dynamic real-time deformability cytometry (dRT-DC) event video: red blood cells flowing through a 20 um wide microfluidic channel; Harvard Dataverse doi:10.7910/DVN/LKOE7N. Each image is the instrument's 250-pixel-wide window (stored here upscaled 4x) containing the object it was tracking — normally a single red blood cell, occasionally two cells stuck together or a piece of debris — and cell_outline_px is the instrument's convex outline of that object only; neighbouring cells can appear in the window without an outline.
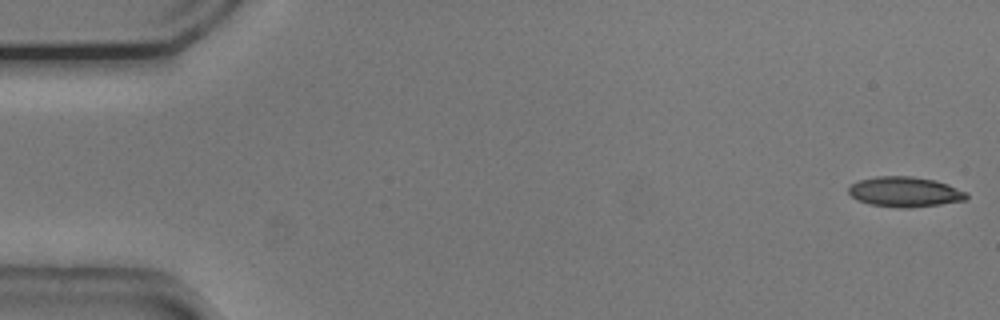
{"species": "common noctule bat (a hibernating species)", "species_latin": "Nyctalus noctula", "temperature_condition": "cold", "stored_images_in_passage": 53, "camera_frame_rate_fps": 3000, "um_per_image_px": 0.085, "animal": {"sex": "male", "body_mass_g": 20.5, "forearm_length_mm": 52.5}, "frame": {"image": 1, "passage_image": 1, "time_ms": 0.0, "image_size_px": [1000, 320], "cell_outline_px": [[968, 196], [964, 200], [940, 204], [908, 208], [900, 208], [872, 204], [856, 200], [848, 192], [848, 188], [852, 184], [860, 180], [876, 176], [912, 176], [936, 180], [948, 184], [968, 192]], "centroid_in_image_um": [76.93, 16.3], "position_along_channel_um": 8.1, "area_um2": 20.69}}
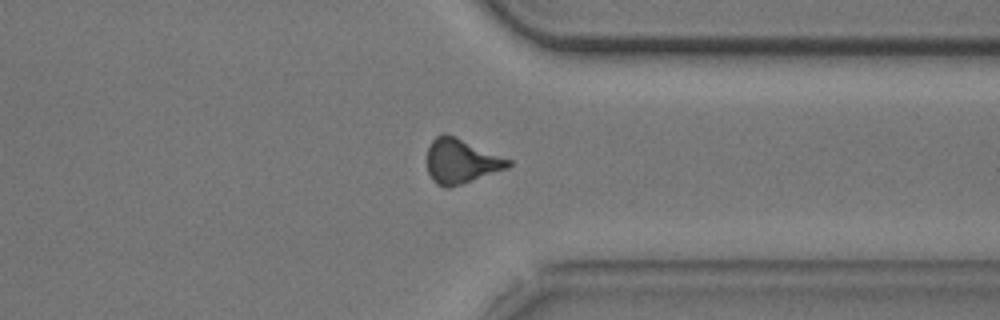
{"frame": {"image": 2, "passage_image": 41, "time_ms": 13.333, "image_size_px": [1000, 320], "cell_outline_px": [[512, 164], [508, 168], [448, 188], [444, 188], [436, 184], [432, 180], [428, 172], [428, 148], [432, 140], [440, 132], [444, 132], [456, 136], [512, 160]], "centroid_in_image_um": [39.19, 13.68], "position_along_channel_um": 372.2, "area_um2": 21.15}}
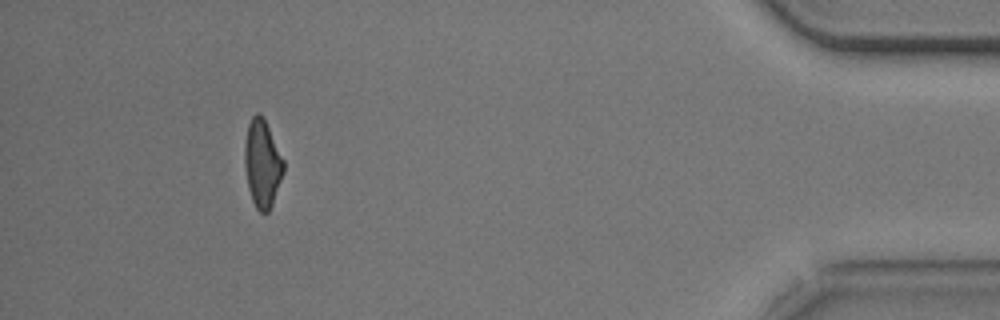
{"frame": {"image": 3, "passage_image": 49, "time_ms": 16.0, "image_size_px": [1000, 320], "cell_outline_px": [[284, 172], [272, 204], [268, 212], [260, 212], [256, 208], [252, 200], [248, 188], [244, 168], [244, 144], [248, 124], [252, 116], [256, 112], [260, 112], [264, 116], [284, 160]], "centroid_in_image_um": [22.28, 13.86], "position_along_channel_um": 412.9, "area_um2": 20.17}, "authors_computed_cell_mechanics": {"area_um2": 20.9236, "velocity_mm_per_s": 3.7665, "shape_relaxation_time_tau1_ms": 5.908, "shape_relaxation_time_tau2_ms": 3.039, "deformation_change_tau1": 0.1907, "deformation_change_tau2": 0.1223}}